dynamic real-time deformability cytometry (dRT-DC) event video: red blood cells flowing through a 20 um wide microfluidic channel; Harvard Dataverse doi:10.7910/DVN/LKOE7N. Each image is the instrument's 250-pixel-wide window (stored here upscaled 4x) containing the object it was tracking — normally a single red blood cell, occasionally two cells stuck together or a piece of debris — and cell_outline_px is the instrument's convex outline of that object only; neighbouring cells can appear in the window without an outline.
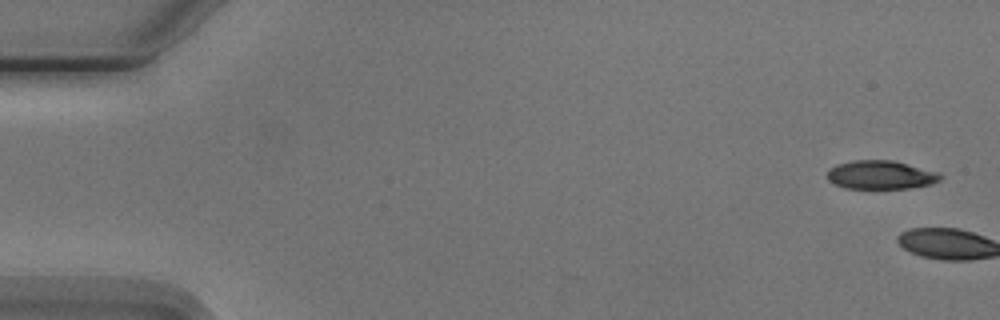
{"species": "Egyptian fruit bat (a non-hibernating species)", "species_latin": "Rousettus aegyptiacus", "temperature_condition": "cold", "stored_images_in_passage": 6, "camera_frame_rate_fps": 3000, "um_per_image_px": 0.085, "animal": {"sex": "male"}, "frame": {"image": 1, "passage_image": 1, "time_ms": 0.0, "image_size_px": [1000, 320], "cell_outline_px": [[944, 176], [940, 180], [932, 184], [908, 188], [844, 188], [828, 180], [828, 168], [836, 164], [852, 160], [892, 160], [940, 172]], "centroid_in_image_um": [74.88, 14.85], "position_along_channel_um": 10.1, "area_um2": 18.96}}
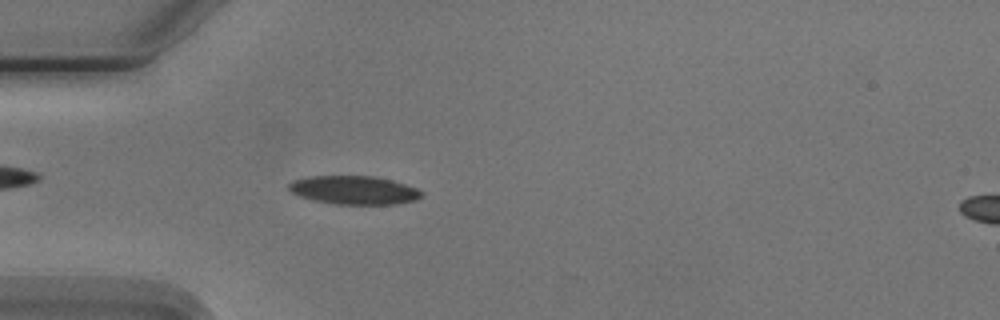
{"frame": {"image": 2, "passage_image": 6, "time_ms": 5.667, "image_size_px": [1000, 320], "cell_outline_px": [[424, 192], [416, 200], [396, 204], [332, 204], [312, 200], [300, 196], [292, 192], [288, 188], [288, 184], [292, 180], [308, 176], [372, 176], [392, 180], [416, 188]], "centroid_in_image_um": [30.06, 16.16], "position_along_channel_um": 54.9, "area_um2": 22.08}}